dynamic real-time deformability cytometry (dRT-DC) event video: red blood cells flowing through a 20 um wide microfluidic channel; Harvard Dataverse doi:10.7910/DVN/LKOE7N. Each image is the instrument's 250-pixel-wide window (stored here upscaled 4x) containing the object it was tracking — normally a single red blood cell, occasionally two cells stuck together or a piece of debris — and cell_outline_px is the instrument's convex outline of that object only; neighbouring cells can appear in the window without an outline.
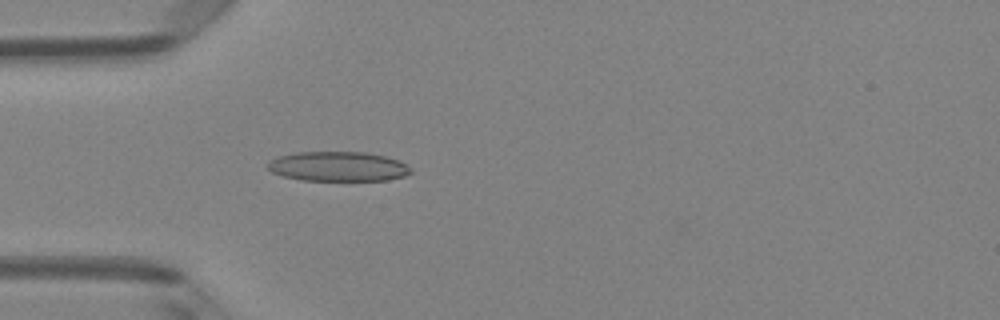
{"species": "Egyptian fruit bat (a non-hibernating species)", "species_latin": "Rousettus aegyptiacus", "temperature_condition": "room temperature", "stored_images_in_passage": 5, "camera_frame_rate_fps": 3000, "um_per_image_px": 0.085, "animal": {"sex": "female"}, "frame": {"image": 1, "passage_image": 5, "time_ms": 1.333, "image_size_px": [1000, 320], "cell_outline_px": [[412, 172], [404, 176], [388, 180], [300, 180], [284, 176], [272, 172], [268, 168], [268, 160], [280, 156], [296, 152], [364, 152], [384, 156], [400, 160], [412, 168]], "centroid_in_image_um": [28.75, 14.14], "position_along_channel_um": 56.2, "area_um2": 24.74}}